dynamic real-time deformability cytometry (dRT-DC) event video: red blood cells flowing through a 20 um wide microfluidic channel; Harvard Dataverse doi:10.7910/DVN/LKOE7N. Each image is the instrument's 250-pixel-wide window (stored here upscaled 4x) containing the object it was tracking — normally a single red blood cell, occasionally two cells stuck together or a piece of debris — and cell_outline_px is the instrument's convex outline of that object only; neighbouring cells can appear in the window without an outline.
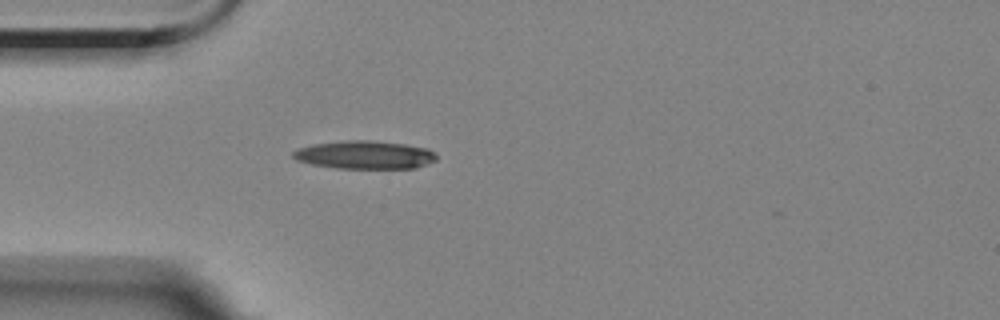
{"species": "Egyptian fruit bat (a non-hibernating species)", "species_latin": "Rousettus aegyptiacus", "temperature_condition": "room temperature", "stored_images_in_passage": 1, "camera_frame_rate_fps": 3000, "um_per_image_px": 0.085, "animal": {"sex": "female"}, "frame": {"image": 1, "passage_image": 1, "time_ms": 0.0, "image_size_px": [1000, 320], "cell_outline_px": [[436, 160], [428, 164], [416, 168], [340, 168], [312, 164], [296, 160], [292, 156], [292, 152], [300, 148], [312, 144], [348, 140], [368, 140], [404, 144], [428, 148], [436, 156]], "centroid_in_image_um": [31.01, 13.16], "position_along_channel_um": 54.0, "area_um2": 23.35}}